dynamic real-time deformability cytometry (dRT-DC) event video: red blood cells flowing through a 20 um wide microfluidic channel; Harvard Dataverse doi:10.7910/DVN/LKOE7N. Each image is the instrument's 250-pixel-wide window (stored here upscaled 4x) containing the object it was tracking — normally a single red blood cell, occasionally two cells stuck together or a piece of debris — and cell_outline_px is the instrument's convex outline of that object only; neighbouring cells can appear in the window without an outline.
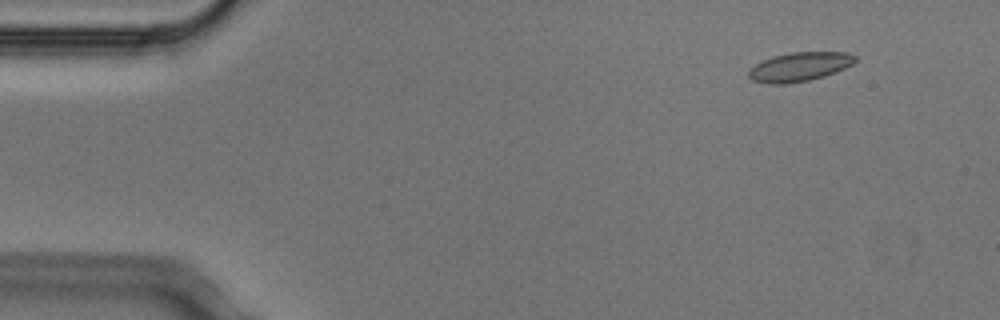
{"species": "Egyptian fruit bat (a non-hibernating species)", "species_latin": "Rousettus aegyptiacus", "temperature_condition": "cold", "stored_images_in_passage": 6, "camera_frame_rate_fps": 3000, "um_per_image_px": 0.085, "animal": {"sex": "male"}, "frame": {"image": 1, "passage_image": 2, "time_ms": 0.333, "image_size_px": [1000, 320], "cell_outline_px": [[856, 60], [852, 64], [836, 72], [824, 76], [808, 80], [784, 84], [768, 84], [752, 80], [748, 76], [748, 68], [772, 56], [792, 52], [848, 52], [856, 56]], "centroid_in_image_um": [67.94, 5.67], "position_along_channel_um": 17.1, "area_um2": 18.03}}
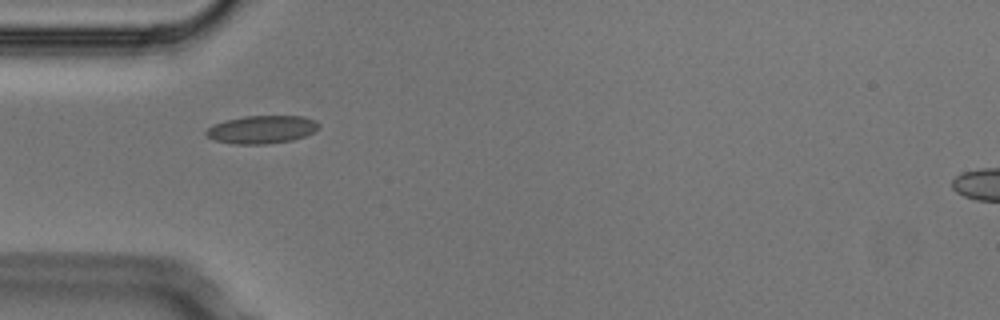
{"frame": {"image": 2, "passage_image": 5, "time_ms": 1.333, "image_size_px": [1000, 320], "cell_outline_px": [[320, 128], [304, 136], [292, 140], [264, 144], [236, 144], [216, 140], [208, 136], [204, 132], [212, 124], [224, 120], [244, 116], [304, 116], [316, 120], [320, 124]], "centroid_in_image_um": [22.26, 10.99], "position_along_channel_um": 62.7, "area_um2": 18.38}}
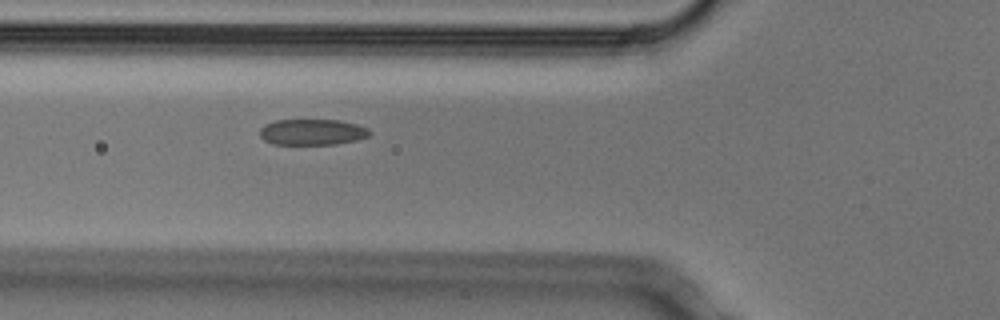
{"frame": {"image": 3, "passage_image": 6, "time_ms": 1.667, "image_size_px": [1000, 320], "cell_outline_px": [[372, 132], [368, 136], [356, 140], [336, 144], [272, 144], [264, 140], [260, 136], [260, 128], [264, 124], [276, 120], [340, 120], [356, 124], [368, 128]], "centroid_in_image_um": [26.53, 11.22], "position_along_channel_um": 99.3, "area_um2": 16.65}}